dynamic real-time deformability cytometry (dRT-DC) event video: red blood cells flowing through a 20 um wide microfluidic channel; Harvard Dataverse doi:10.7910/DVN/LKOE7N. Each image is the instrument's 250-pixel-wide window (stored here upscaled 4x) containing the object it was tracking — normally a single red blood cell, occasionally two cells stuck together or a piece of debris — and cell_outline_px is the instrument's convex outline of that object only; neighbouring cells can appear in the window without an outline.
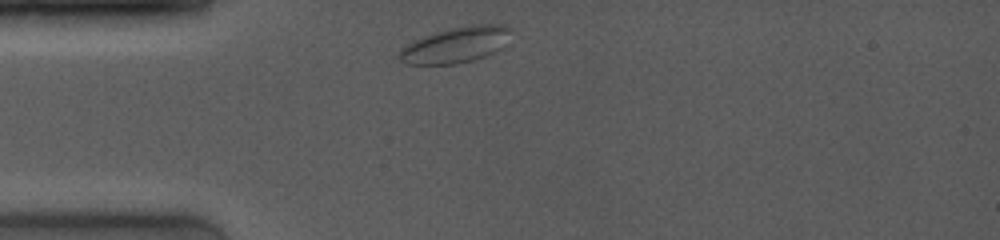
{"species": "common noctule bat (a hibernating species)", "species_latin": "Nyctalus noctula", "temperature_condition": "room temperature", "stored_images_in_passage": 5, "camera_frame_rate_fps": 4000, "um_per_image_px": 0.085, "animal": {"sex": "female", "body_mass_g": 19.0, "forearm_length_mm": 53.3}, "frame": {"image": 1, "passage_image": 1, "time_ms": 0.0, "image_size_px": [1000, 240], "cell_outline_px": [[512, 28], [504, 48], [484, 56], [472, 60], [456, 64], [404, 64], [396, 56], [408, 44], [424, 36], [456, 28], [476, 24], [500, 24]], "centroid_in_image_um": [38.79, 3.83], "position_along_channel_um": 46.2, "area_um2": 22.89}}